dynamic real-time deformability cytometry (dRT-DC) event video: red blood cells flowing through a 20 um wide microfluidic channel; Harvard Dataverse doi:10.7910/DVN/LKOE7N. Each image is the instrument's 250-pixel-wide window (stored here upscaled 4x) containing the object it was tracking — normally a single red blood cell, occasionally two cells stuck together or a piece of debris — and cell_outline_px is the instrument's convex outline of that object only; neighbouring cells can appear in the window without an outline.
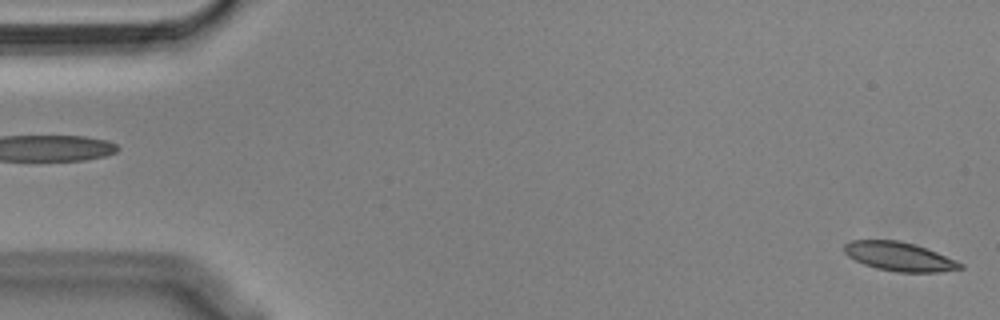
{"species": "Egyptian fruit bat (a non-hibernating species)", "species_latin": "Rousettus aegyptiacus", "temperature_condition": "cold", "stored_images_in_passage": 56, "camera_frame_rate_fps": 3000, "um_per_image_px": 0.085, "animal": {"sex": "male"}, "frame": {"image": 1, "passage_image": 1, "time_ms": 0.0, "image_size_px": [1000, 320], "cell_outline_px": [[964, 268], [940, 272], [896, 272], [876, 268], [864, 264], [848, 256], [844, 252], [844, 244], [852, 240], [900, 240], [916, 244], [956, 260], [964, 264]], "centroid_in_image_um": [76.46, 21.8], "position_along_channel_um": 8.5, "area_um2": 19.59}}
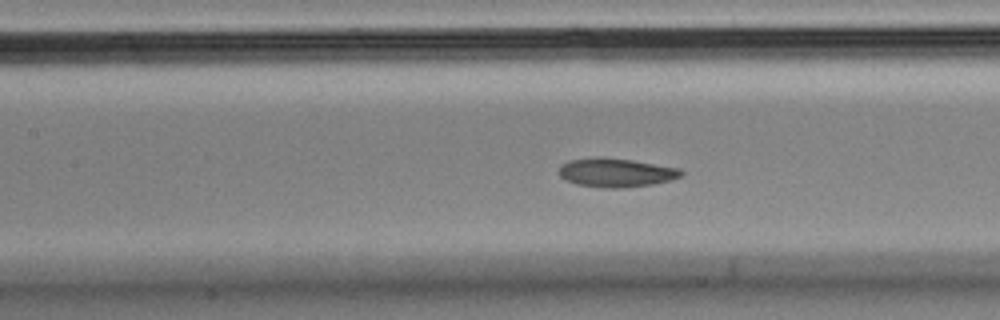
{"frame": {"image": 2, "passage_image": 24, "time_ms": 7.667, "image_size_px": [1000, 320], "cell_outline_px": [[684, 172], [680, 176], [672, 180], [652, 184], [624, 188], [604, 188], [576, 184], [564, 180], [560, 176], [560, 164], [568, 160], [596, 156], [632, 160], [680, 168]], "centroid_in_image_um": [52.34, 14.67], "position_along_channel_um": 155.1, "area_um2": 20.75}}
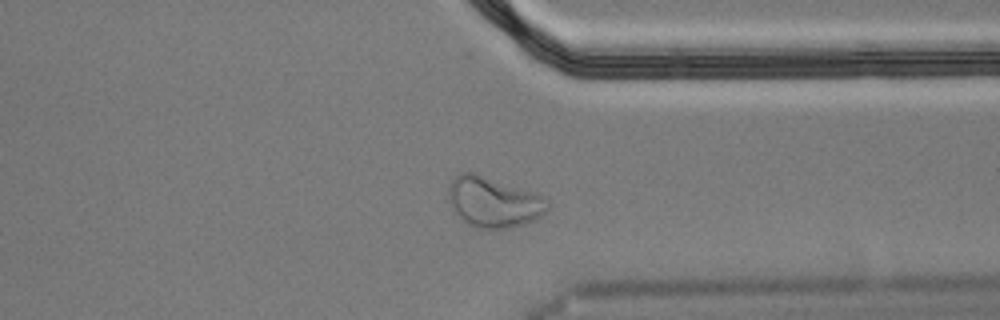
{"frame": {"image": 3, "passage_image": 42, "time_ms": 13.667, "image_size_px": [1000, 320], "cell_outline_px": [[548, 208], [540, 216], [532, 220], [508, 228], [480, 228], [464, 220], [456, 212], [448, 200], [448, 184], [460, 172], [476, 172], [544, 196], [548, 200]], "centroid_in_image_um": [41.93, 17.13], "position_along_channel_um": 369.5, "area_um2": 28.67}, "authors_computed_cell_mechanics": {"area_um2": 20.6635, "velocity_mm_per_s": 3.5954, "shape_relaxation_time_tau1_ms": 5.4439, "shape_relaxation_time_tau2_ms": 2.8493, "deformation_change_tau1": 0.1327, "deformation_change_tau2": 0.0845}}